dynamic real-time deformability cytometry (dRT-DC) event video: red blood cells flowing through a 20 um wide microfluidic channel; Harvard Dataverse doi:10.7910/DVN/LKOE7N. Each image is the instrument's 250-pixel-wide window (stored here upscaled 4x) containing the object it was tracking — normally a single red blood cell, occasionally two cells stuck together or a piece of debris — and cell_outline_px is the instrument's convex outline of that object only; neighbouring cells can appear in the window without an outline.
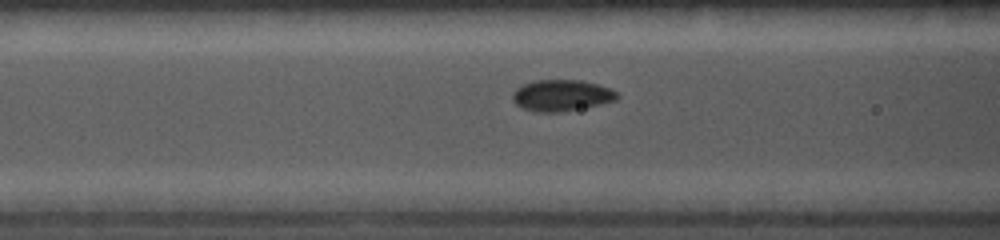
{"species": "common noctule bat (a hibernating species)", "species_latin": "Nyctalus noctula", "temperature_condition": "cold", "stored_images_in_passage": 25, "camera_frame_rate_fps": 5000, "um_per_image_px": 0.085, "animal": {"sex": "female", "body_mass_g": 19.0, "forearm_length_mm": 56.7}, "frame": {"image": 1, "passage_image": 9, "time_ms": 3.6, "image_size_px": [1000, 240], "cell_outline_px": [[620, 96], [616, 100], [600, 104], [560, 112], [536, 112], [520, 108], [512, 100], [512, 92], [516, 88], [524, 84], [536, 80], [580, 80], [596, 84], [608, 88], [616, 92]], "centroid_in_image_um": [47.68, 8.11], "position_along_channel_um": 118.9, "area_um2": 19.02}}
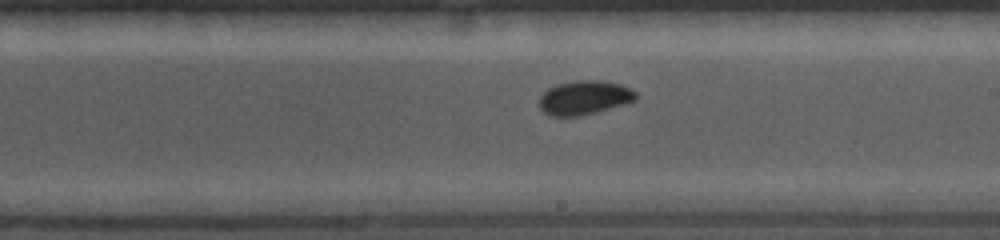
{"frame": {"image": 2, "passage_image": 15, "time_ms": 6.2, "image_size_px": [1000, 240], "cell_outline_px": [[636, 100], [624, 104], [596, 112], [580, 116], [552, 116], [544, 112], [540, 108], [540, 96], [548, 88], [556, 84], [580, 80], [600, 80], [620, 84], [632, 88], [636, 92]], "centroid_in_image_um": [49.68, 8.29], "position_along_channel_um": 239.3, "area_um2": 19.13}}
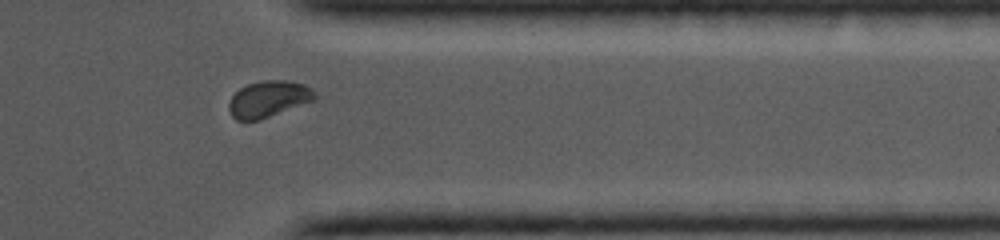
{"frame": {"image": 3, "passage_image": 22, "time_ms": 9.4, "image_size_px": [1000, 240], "cell_outline_px": [[316, 100], [260, 120], [236, 120], [232, 116], [228, 108], [228, 104], [232, 96], [240, 88], [248, 84], [264, 80], [288, 80], [304, 84], [312, 88], [316, 96]], "centroid_in_image_um": [22.84, 8.42], "position_along_channel_um": 388.6, "area_um2": 18.32}}